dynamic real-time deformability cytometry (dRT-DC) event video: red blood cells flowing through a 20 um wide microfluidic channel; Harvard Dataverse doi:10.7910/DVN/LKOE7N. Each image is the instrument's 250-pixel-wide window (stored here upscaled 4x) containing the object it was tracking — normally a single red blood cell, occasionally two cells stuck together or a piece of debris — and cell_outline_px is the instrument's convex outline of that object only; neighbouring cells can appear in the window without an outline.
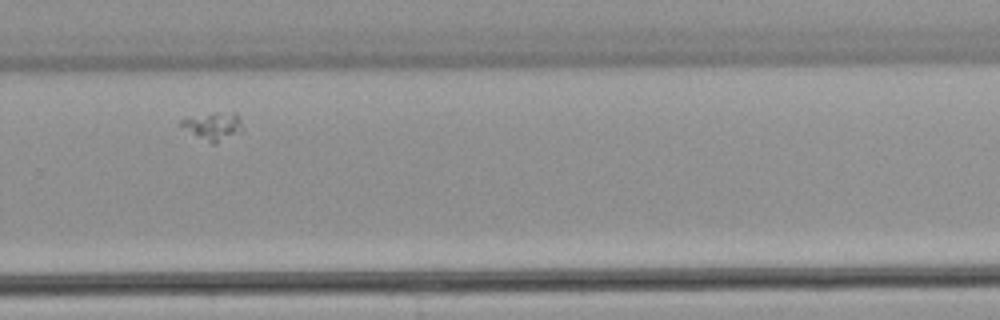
{"species": "common noctule bat (a hibernating species)", "species_latin": "Nyctalus noctula", "temperature_condition": "warm", "stored_images_in_passage": 31, "camera_frame_rate_fps": 3000, "um_per_image_px": 0.085, "animal": {"sex": "male", "body_mass_g": 21.5, "forearm_length_mm": 52.0}, "frame": {"image": 1, "passage_image": 23, "time_ms": 7.333, "image_size_px": [1000, 320], "cell_outline_px": [[244, 132], [216, 144], [212, 144], [192, 132], [180, 124], [180, 120], [184, 116], [216, 112], [236, 112], [240, 120]], "centroid_in_image_um": [18.18, 10.7], "position_along_channel_um": 311.6, "area_um2": 10.17}}